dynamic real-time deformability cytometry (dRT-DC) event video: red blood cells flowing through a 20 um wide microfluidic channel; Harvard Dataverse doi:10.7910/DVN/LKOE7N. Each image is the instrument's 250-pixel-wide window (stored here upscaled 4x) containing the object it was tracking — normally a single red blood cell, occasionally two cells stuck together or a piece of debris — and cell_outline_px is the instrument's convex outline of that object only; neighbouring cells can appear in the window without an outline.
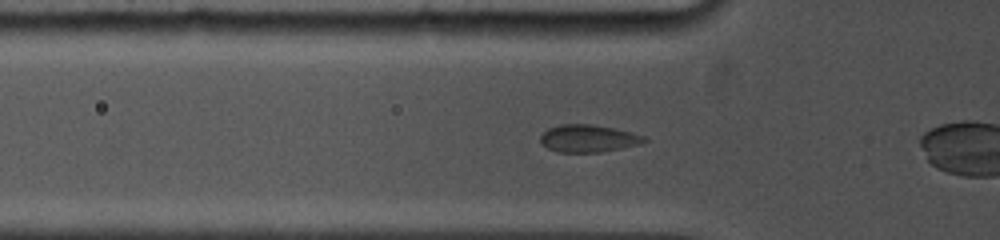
{"species": "common noctule bat (a hibernating species)", "species_latin": "Nyctalus noctula", "temperature_condition": "cold", "stored_images_in_passage": 34, "camera_frame_rate_fps": 5000, "um_per_image_px": 0.085, "animal": {"sex": "female", "body_mass_g": 19.0, "forearm_length_mm": 53.3}, "frame": {"image": 1, "passage_image": 8, "time_ms": 2.2, "image_size_px": [1000, 240], "cell_outline_px": [[648, 140], [636, 144], [620, 148], [600, 152], [556, 152], [548, 148], [540, 140], [540, 136], [548, 128], [560, 124], [592, 124], [632, 132], [644, 136]], "centroid_in_image_um": [49.97, 11.76], "position_along_channel_um": 75.8, "area_um2": 16.36}}
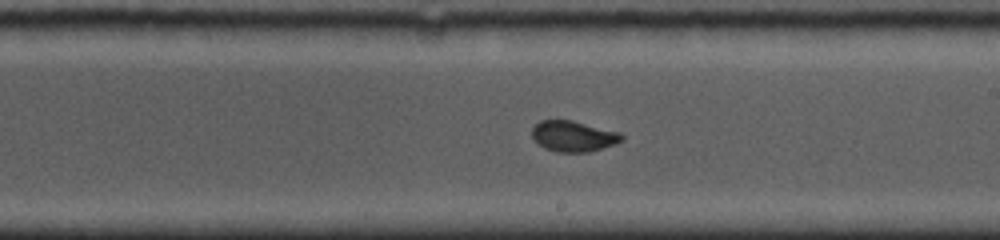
{"frame": {"image": 2, "passage_image": 21, "time_ms": 6.4, "image_size_px": [1000, 240], "cell_outline_px": [[624, 140], [616, 144], [588, 152], [556, 152], [544, 148], [532, 136], [532, 128], [540, 120], [572, 120], [620, 132], [624, 136]], "centroid_in_image_um": [48.77, 11.58], "position_along_channel_um": 240.2, "area_um2": 16.13}}
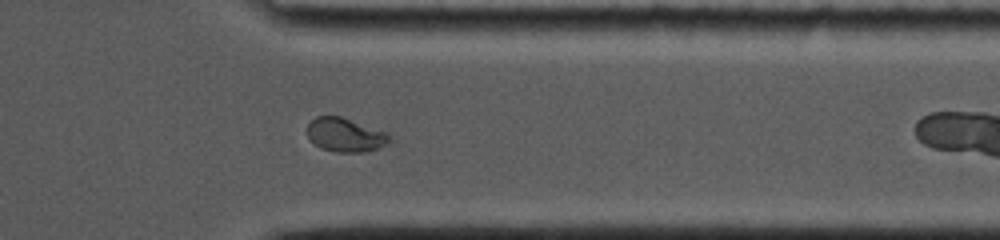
{"frame": {"image": 3, "passage_image": 33, "time_ms": 10.0, "image_size_px": [1000, 240], "cell_outline_px": [[392, 140], [368, 152], [336, 152], [320, 148], [308, 136], [308, 124], [316, 116], [340, 116], [388, 132]], "centroid_in_image_um": [29.37, 11.46], "position_along_channel_um": 382.0, "area_um2": 16.13}}